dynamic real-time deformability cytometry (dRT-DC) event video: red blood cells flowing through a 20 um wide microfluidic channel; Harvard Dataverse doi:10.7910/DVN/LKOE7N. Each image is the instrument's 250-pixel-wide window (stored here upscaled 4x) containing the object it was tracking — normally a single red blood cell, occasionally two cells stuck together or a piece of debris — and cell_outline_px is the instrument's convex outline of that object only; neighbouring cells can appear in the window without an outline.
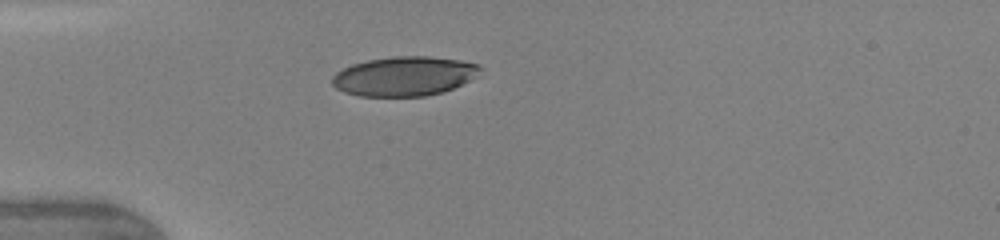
{"species": "human", "species_latin": "Homo sapiens", "temperature_condition": "warm", "stored_images_in_passage": 31, "camera_frame_rate_fps": 3000, "um_per_image_px": 0.085, "donor": {"sex": "female"}, "frame": {"image": 1, "passage_image": 1, "time_ms": 0.0, "image_size_px": [1000, 240], "cell_outline_px": [[484, 68], [468, 80], [444, 92], [424, 96], [360, 96], [344, 92], [336, 88], [332, 84], [332, 76], [336, 72], [352, 64], [368, 60], [396, 56], [428, 56], [460, 60], [480, 64]], "centroid_in_image_um": [34.35, 6.47], "position_along_channel_um": 50.7, "area_um2": 33.87}}
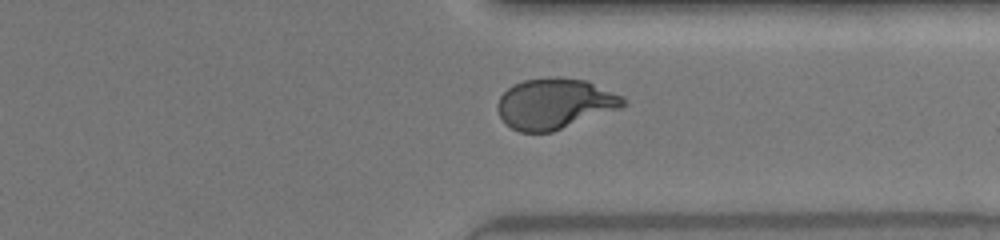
{"frame": {"image": 2, "passage_image": 22, "time_ms": 7.667, "image_size_px": [1000, 240], "cell_outline_px": [[628, 104], [620, 108], [552, 132], [520, 132], [512, 128], [500, 116], [496, 108], [496, 104], [500, 96], [512, 84], [524, 80], [560, 76], [588, 80], [624, 96]], "centroid_in_image_um": [47.18, 8.79], "position_along_channel_um": 364.2, "area_um2": 37.28}}
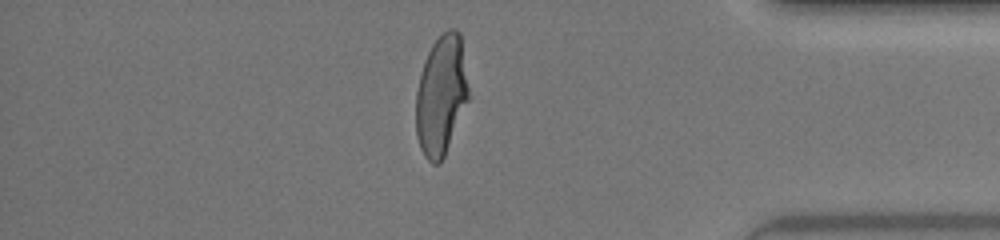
{"frame": {"image": 3, "passage_image": 26, "time_ms": 9.0, "image_size_px": [1000, 240], "cell_outline_px": [[468, 100], [444, 156], [440, 164], [432, 164], [424, 156], [420, 148], [416, 132], [416, 92], [420, 76], [428, 52], [432, 44], [448, 28], [456, 28], [460, 32], [468, 88]], "centroid_in_image_um": [37.49, 8.11], "position_along_channel_um": 397.7, "area_um2": 36.36}, "authors_computed_cell_mechanics": {"area_um2": 36.992, "velocity_mm_per_s": 4.2975, "shape_relaxation_time_tau1_ms": 5.1312, "shape_relaxation_time_tau2_ms": null, "deformation_change_tau1": 0.2268, "deformation_change_tau2": null}}